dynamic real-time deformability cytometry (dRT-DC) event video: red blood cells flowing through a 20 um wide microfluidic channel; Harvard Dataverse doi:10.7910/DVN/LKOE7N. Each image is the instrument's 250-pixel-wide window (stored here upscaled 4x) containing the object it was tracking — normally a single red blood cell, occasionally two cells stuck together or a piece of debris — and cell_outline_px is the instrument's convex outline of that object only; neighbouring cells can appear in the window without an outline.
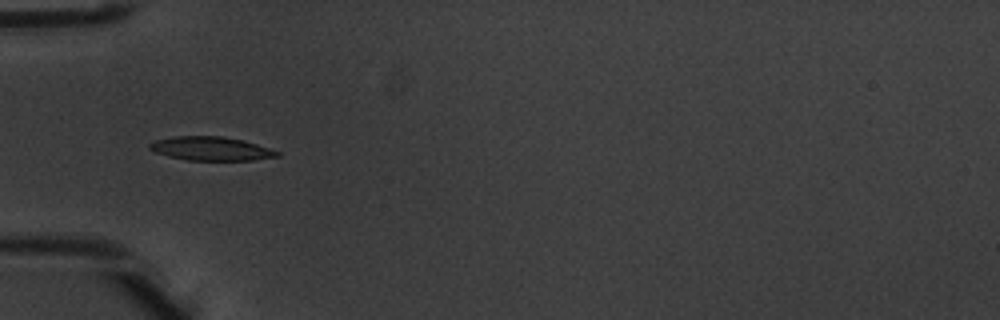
{"species": "common noctule bat (a hibernating species)", "species_latin": "Nyctalus noctula", "temperature_condition": "warm", "stored_images_in_passage": 7, "camera_frame_rate_fps": 3000, "um_per_image_px": 0.085, "animal": {"sex": "male", "body_mass_g": 20.1, "forearm_length_mm": 53.5}, "frame": {"image": 1, "passage_image": 5, "time_ms": 1.333, "image_size_px": [1000, 320], "cell_outline_px": [[280, 156], [252, 160], [188, 160], [168, 156], [156, 152], [148, 148], [148, 144], [156, 140], [172, 136], [224, 136], [256, 144], [280, 152]], "centroid_in_image_um": [17.91, 12.63], "position_along_channel_um": 67.1, "area_um2": 17.51}}